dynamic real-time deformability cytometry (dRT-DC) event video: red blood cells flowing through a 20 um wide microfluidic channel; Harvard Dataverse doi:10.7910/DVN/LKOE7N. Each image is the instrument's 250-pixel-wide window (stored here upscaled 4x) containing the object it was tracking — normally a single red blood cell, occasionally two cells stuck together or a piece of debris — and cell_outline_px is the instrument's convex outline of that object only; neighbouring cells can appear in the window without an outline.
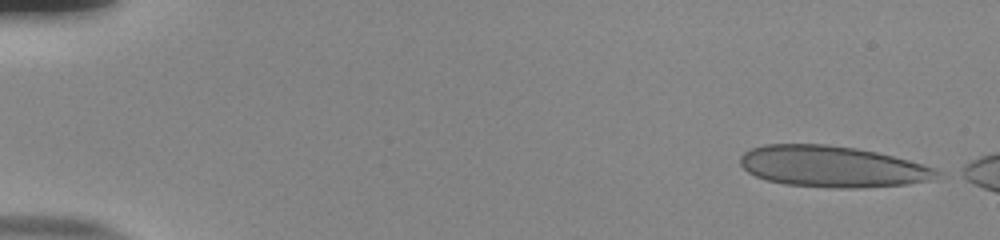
{"species": "human", "species_latin": "Homo sapiens", "temperature_condition": "room temperature", "stored_images_in_passage": 51, "camera_frame_rate_fps": 3000, "um_per_image_px": 0.085, "donor": {"sex": "male"}, "frame": {"image": 1, "passage_image": 1, "time_ms": 0.0, "image_size_px": [1000, 240], "cell_outline_px": [[948, 176], [908, 184], [856, 188], [832, 188], [784, 184], [768, 180], [756, 176], [748, 172], [740, 164], [740, 156], [744, 152], [752, 148], [764, 144], [824, 144], [856, 148], [876, 152], [908, 160], [944, 172]], "centroid_in_image_um": [70.76, 14.16], "position_along_channel_um": 14.2, "area_um2": 47.34}}
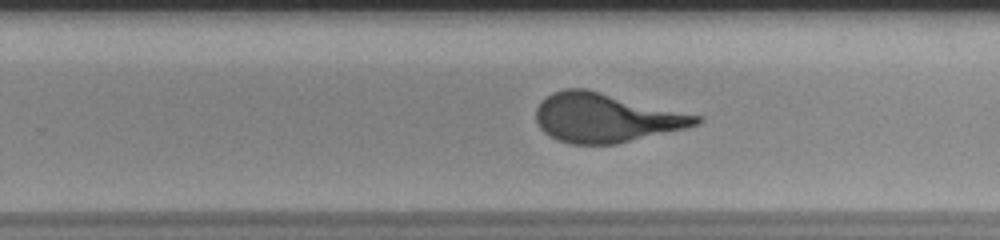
{"frame": {"image": 2, "passage_image": 33, "time_ms": 10.667, "image_size_px": [1000, 240], "cell_outline_px": [[704, 120], [700, 124], [684, 128], [616, 144], [572, 144], [560, 140], [544, 132], [540, 128], [536, 120], [536, 108], [540, 100], [552, 92], [564, 88], [584, 88], [704, 116]], "centroid_in_image_um": [51.5, 9.99], "position_along_channel_um": 278.3, "area_um2": 45.78}}
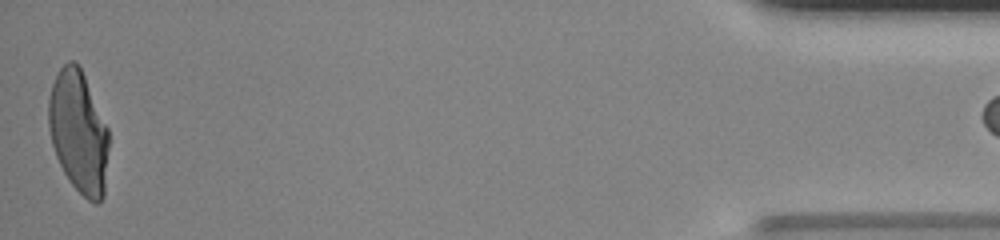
{"frame": {"image": 3, "passage_image": 51, "time_ms": 16.667, "image_size_px": [1000, 240], "cell_outline_px": [[108, 148], [104, 196], [96, 204], [88, 200], [72, 184], [64, 172], [56, 156], [52, 144], [48, 128], [48, 100], [52, 84], [60, 68], [68, 60], [76, 60], [84, 76], [108, 128]], "centroid_in_image_um": [6.66, 11.21], "position_along_channel_um": 428.5, "area_um2": 42.6}}